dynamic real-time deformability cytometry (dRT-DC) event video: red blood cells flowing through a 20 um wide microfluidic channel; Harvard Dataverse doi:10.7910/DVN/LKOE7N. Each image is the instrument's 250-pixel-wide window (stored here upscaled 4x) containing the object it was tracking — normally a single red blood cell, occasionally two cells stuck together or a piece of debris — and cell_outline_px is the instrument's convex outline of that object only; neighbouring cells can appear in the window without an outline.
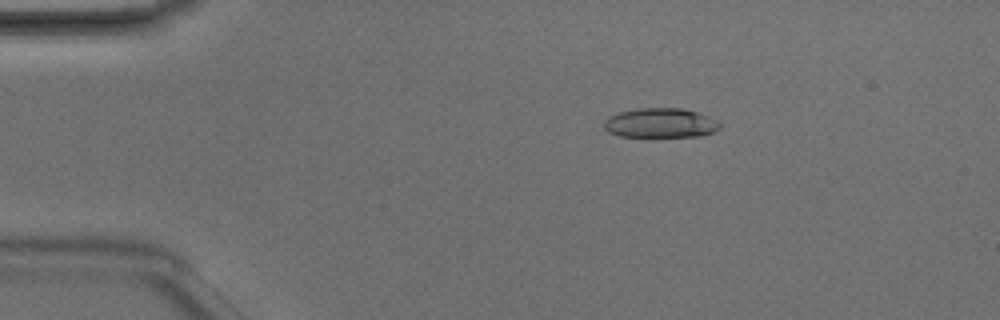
{"species": "Egyptian fruit bat (a non-hibernating species)", "species_latin": "Rousettus aegyptiacus", "temperature_condition": "room temperature", "stored_images_in_passage": 4, "camera_frame_rate_fps": 3000, "um_per_image_px": 0.085, "animal": {"sex": "male"}, "frame": {"image": 1, "passage_image": 3, "time_ms": 0.667, "image_size_px": [1000, 320], "cell_outline_px": [[720, 128], [712, 132], [700, 136], [652, 140], [620, 136], [608, 132], [604, 128], [604, 120], [608, 116], [620, 112], [636, 108], [684, 108], [708, 116], [716, 120], [720, 124]], "centroid_in_image_um": [56.1, 10.51], "position_along_channel_um": 28.9, "area_um2": 21.04}}